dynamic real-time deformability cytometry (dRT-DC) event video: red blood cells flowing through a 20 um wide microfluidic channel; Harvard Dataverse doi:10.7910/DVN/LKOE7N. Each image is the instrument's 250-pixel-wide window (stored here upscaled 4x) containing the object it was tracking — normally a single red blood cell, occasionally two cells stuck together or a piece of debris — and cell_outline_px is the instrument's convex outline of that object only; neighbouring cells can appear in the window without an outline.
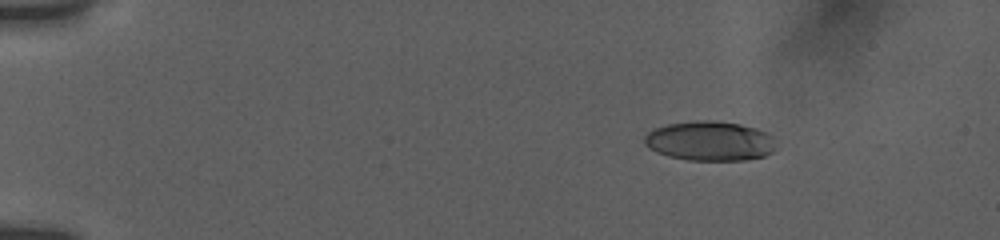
{"species": "human", "species_latin": "Homo sapiens", "temperature_condition": "room temperature", "stored_images_in_passage": 18, "camera_frame_rate_fps": 3000, "um_per_image_px": 0.085, "donor": {"sex": "female"}, "frame": {"image": 1, "passage_image": 11, "time_ms": 3.0, "image_size_px": [1000, 240], "cell_outline_px": [[776, 148], [772, 152], [764, 156], [744, 160], [688, 160], [668, 156], [656, 152], [648, 148], [644, 144], [644, 136], [648, 132], [656, 128], [668, 124], [696, 120], [716, 120], [740, 124], [756, 128], [772, 136]], "centroid_in_image_um": [60.32, 11.98], "position_along_channel_um": 24.7, "area_um2": 30.46}}
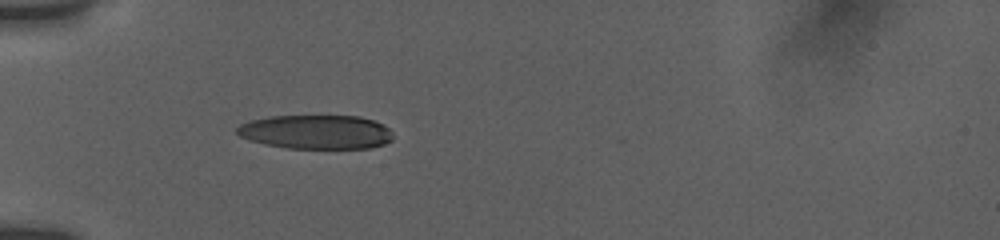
{"frame": {"image": 2, "passage_image": 16, "time_ms": 6.333, "image_size_px": [1000, 240], "cell_outline_px": [[392, 140], [384, 144], [372, 148], [288, 148], [264, 144], [248, 140], [240, 136], [236, 132], [236, 128], [240, 124], [248, 120], [268, 116], [360, 116], [384, 124], [392, 132]], "centroid_in_image_um": [26.85, 11.21], "position_along_channel_um": 58.2, "area_um2": 31.21}}
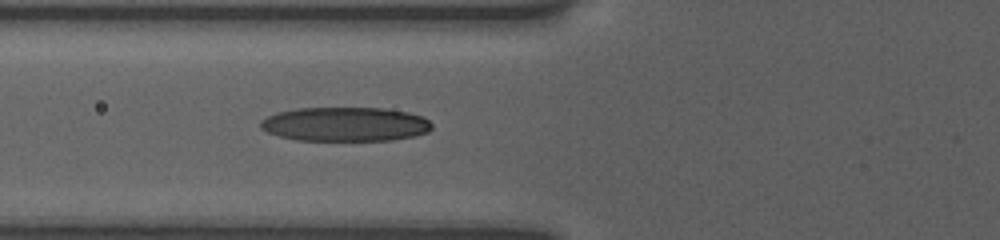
{"frame": {"image": 3, "passage_image": 18, "time_ms": 7.667, "image_size_px": [1000, 240], "cell_outline_px": [[432, 128], [428, 132], [412, 136], [392, 140], [296, 140], [280, 136], [268, 132], [260, 128], [260, 120], [276, 112], [296, 108], [384, 108], [408, 112], [420, 116], [428, 120], [432, 124]], "centroid_in_image_um": [29.32, 10.55], "position_along_channel_um": 96.5, "area_um2": 34.1}}